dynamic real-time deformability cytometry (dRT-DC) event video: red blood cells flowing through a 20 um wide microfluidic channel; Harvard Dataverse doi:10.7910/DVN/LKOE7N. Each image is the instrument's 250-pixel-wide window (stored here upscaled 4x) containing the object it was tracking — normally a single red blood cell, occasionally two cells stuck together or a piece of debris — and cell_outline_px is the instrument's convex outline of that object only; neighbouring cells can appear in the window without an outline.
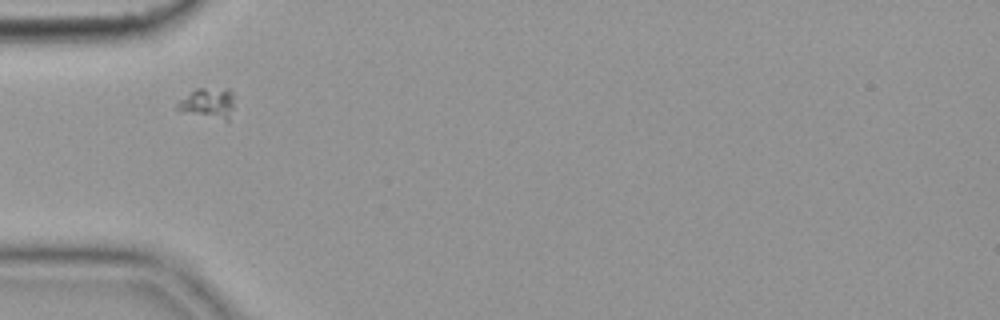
{"species": "common noctule bat (a hibernating species)", "species_latin": "Nyctalus noctula", "temperature_condition": "cold", "stored_images_in_passage": 26, "camera_frame_rate_fps": 3000, "um_per_image_px": 0.085, "animal": {"sex": "female", "body_mass_g": 19.9}, "frame": {"image": 1, "passage_image": 1, "time_ms": 0.0, "image_size_px": [1000, 320], "cell_outline_px": [[236, 96], [228, 120], [224, 120], [180, 112], [176, 108], [176, 104], [180, 100], [196, 88], [228, 88]], "centroid_in_image_um": [17.7, 8.75], "position_along_channel_um": 67.3, "area_um2": 10.29}}